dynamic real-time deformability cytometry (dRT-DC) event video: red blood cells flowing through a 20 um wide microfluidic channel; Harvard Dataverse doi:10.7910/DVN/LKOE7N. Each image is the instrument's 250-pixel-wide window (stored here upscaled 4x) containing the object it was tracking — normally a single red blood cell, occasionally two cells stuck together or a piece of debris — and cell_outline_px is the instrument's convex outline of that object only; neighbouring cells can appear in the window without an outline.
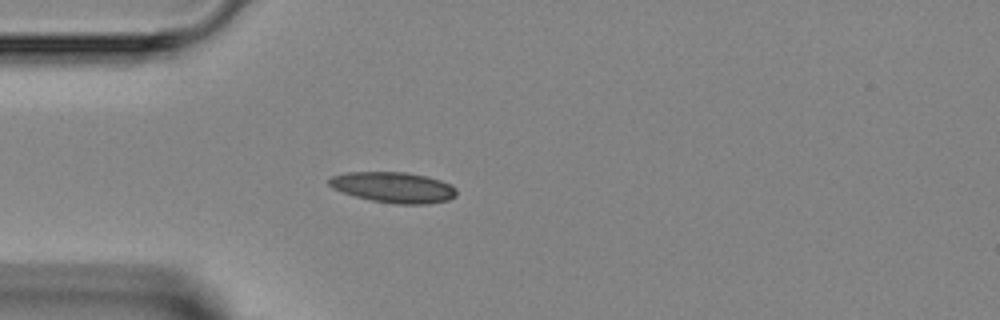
{"species": "Egyptian fruit bat (a non-hibernating species)", "species_latin": "Rousettus aegyptiacus", "temperature_condition": "room temperature", "stored_images_in_passage": 2, "camera_frame_rate_fps": 3000, "um_per_image_px": 0.085, "animal": {"sex": "female"}, "frame": {"image": 1, "passage_image": 2, "time_ms": 2.0, "image_size_px": [1000, 320], "cell_outline_px": [[456, 196], [448, 200], [424, 204], [396, 204], [372, 200], [356, 196], [332, 188], [328, 184], [328, 180], [332, 176], [344, 172], [404, 172], [428, 176], [452, 184], [456, 188]], "centroid_in_image_um": [33.46, 15.91], "position_along_channel_um": 51.5, "area_um2": 22.77}}